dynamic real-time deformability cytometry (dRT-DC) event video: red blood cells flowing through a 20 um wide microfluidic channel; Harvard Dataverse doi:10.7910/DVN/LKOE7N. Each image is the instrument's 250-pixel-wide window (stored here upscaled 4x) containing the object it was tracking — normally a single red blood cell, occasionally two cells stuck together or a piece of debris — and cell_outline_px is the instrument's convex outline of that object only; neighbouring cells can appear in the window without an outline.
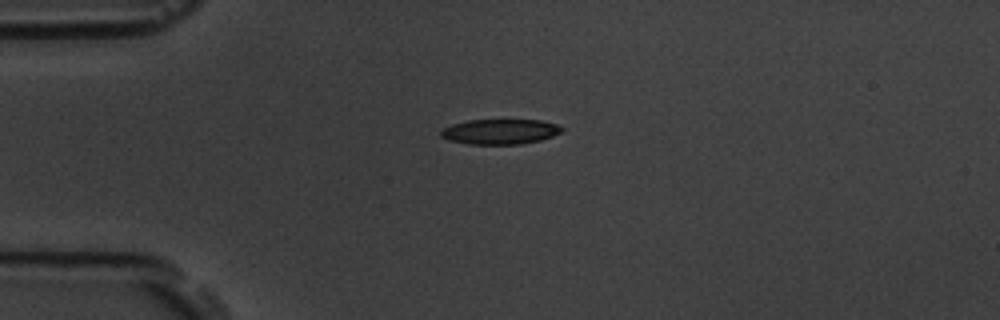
{"species": "common noctule bat (a hibernating species)", "species_latin": "Nyctalus noctula", "temperature_condition": "room temperature", "stored_images_in_passage": 37, "camera_frame_rate_fps": 3000, "um_per_image_px": 0.085, "animal": {"sex": "male", "body_mass_g": 19.5, "forearm_length_mm": 54.6}, "frame": {"image": 1, "passage_image": 1, "time_ms": 0.0, "image_size_px": [1000, 320], "cell_outline_px": [[564, 128], [560, 132], [552, 136], [540, 140], [520, 144], [468, 144], [448, 140], [440, 136], [440, 132], [444, 128], [452, 124], [468, 120], [540, 120], [556, 124]], "centroid_in_image_um": [42.48, 11.19], "position_along_channel_um": 42.5, "area_um2": 17.63}}
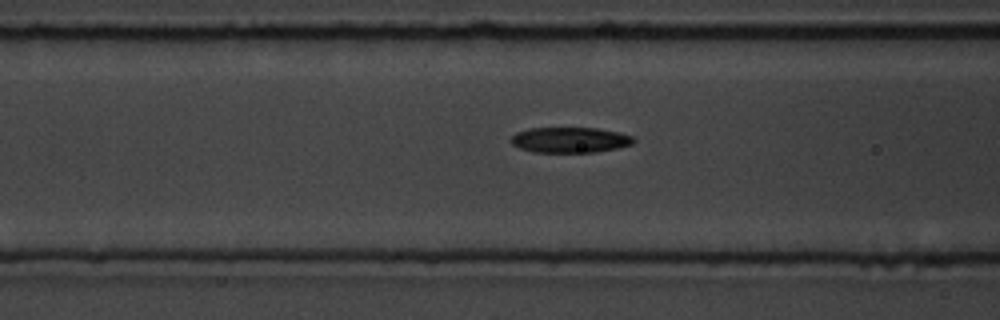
{"frame": {"image": 2, "passage_image": 9, "time_ms": 2.667, "image_size_px": [1000, 320], "cell_outline_px": [[636, 140], [632, 144], [616, 148], [596, 152], [532, 152], [520, 148], [512, 144], [508, 140], [516, 132], [528, 128], [596, 128], [620, 132], [632, 136]], "centroid_in_image_um": [48.42, 11.89], "position_along_channel_um": 118.2, "area_um2": 18.32}}
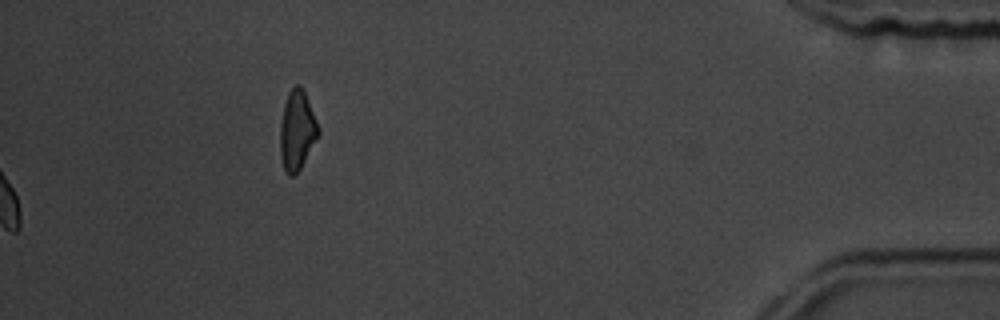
{"frame": {"image": 3, "passage_image": 37, "time_ms": 12.0, "image_size_px": [1000, 320], "cell_outline_px": [[320, 132], [300, 168], [292, 176], [288, 176], [284, 168], [280, 156], [280, 124], [284, 104], [288, 92], [296, 84], [300, 84], [304, 88], [320, 128]], "centroid_in_image_um": [25.25, 11.02], "position_along_channel_um": 410.0, "area_um2": 17.74}, "authors_computed_cell_mechanics": {"area_um2": 18.4382, "velocity_mm_per_s": 3.7378, "shape_relaxation_time_tau1_ms": 3.3463, "shape_relaxation_time_tau2_ms": 4.4688, "deformation_change_tau1": 0.1268, "deformation_change_tau2": 0.132}}